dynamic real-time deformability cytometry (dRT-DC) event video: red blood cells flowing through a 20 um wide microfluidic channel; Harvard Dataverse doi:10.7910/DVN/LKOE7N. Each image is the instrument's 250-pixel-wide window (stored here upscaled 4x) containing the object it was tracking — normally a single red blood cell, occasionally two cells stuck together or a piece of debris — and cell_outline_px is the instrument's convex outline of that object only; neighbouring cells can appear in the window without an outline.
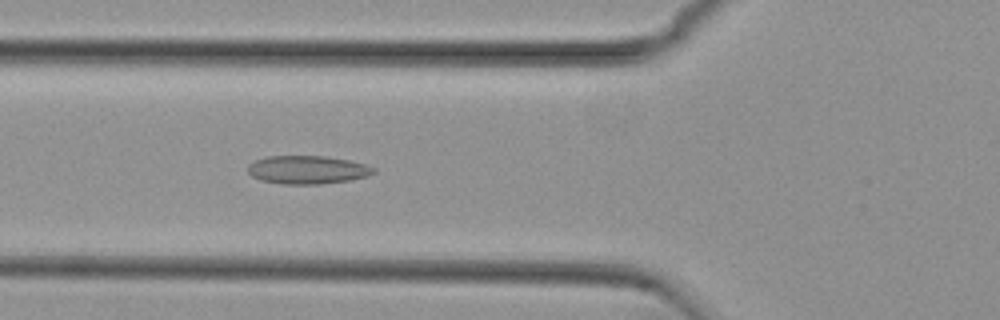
{"species": "common noctule bat (a hibernating species)", "species_latin": "Nyctalus noctula", "temperature_condition": "cold", "stored_images_in_passage": 54, "camera_frame_rate_fps": 3000, "um_per_image_px": 0.085, "animal": {"sex": "female", "body_mass_g": 29.2, "forearm_length_mm": 56.3}, "frame": {"image": 1, "passage_image": 20, "time_ms": 6.333, "image_size_px": [1000, 320], "cell_outline_px": [[376, 172], [368, 176], [348, 180], [320, 184], [284, 184], [260, 180], [252, 176], [248, 172], [248, 164], [264, 156], [324, 156], [348, 160], [364, 164], [376, 168]], "centroid_in_image_um": [26.12, 14.43], "position_along_channel_um": 99.7, "area_um2": 20.69}}
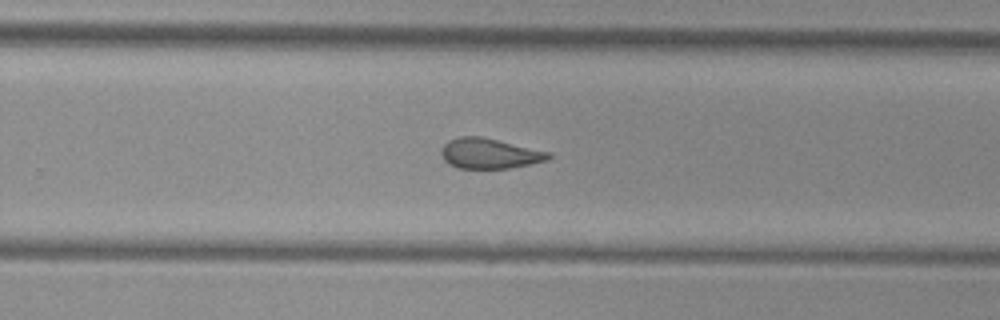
{"frame": {"image": 2, "passage_image": 35, "time_ms": 11.333, "image_size_px": [1000, 320], "cell_outline_px": [[552, 156], [548, 160], [508, 168], [456, 168], [448, 164], [444, 160], [440, 152], [444, 144], [448, 140], [460, 136], [480, 136], [552, 152]], "centroid_in_image_um": [41.6, 13.04], "position_along_channel_um": 288.2, "area_um2": 18.96}}
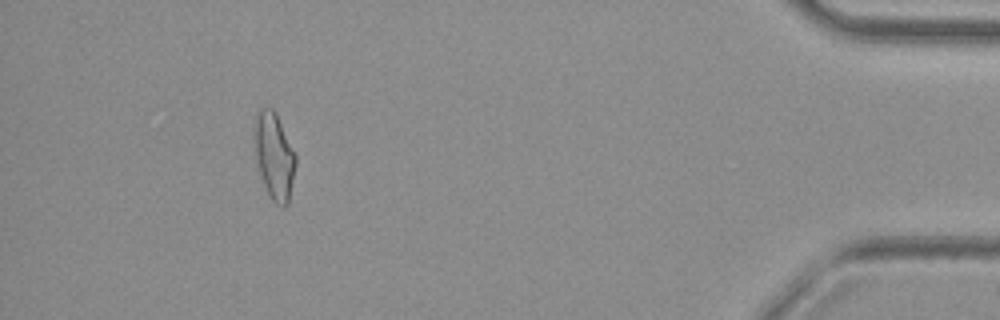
{"frame": {"image": 3, "passage_image": 50, "time_ms": 16.333, "image_size_px": [1000, 320], "cell_outline_px": [[296, 164], [288, 204], [284, 208], [276, 204], [272, 200], [264, 184], [256, 160], [256, 112], [260, 108], [272, 108], [276, 112], [296, 156]], "centroid_in_image_um": [23.34, 13.28], "position_along_channel_um": 411.9, "area_um2": 20.29}, "authors_computed_cell_mechanics": {"area_um2": 20.1722, "velocity_mm_per_s": 3.7665, "shape_relaxation_time_tau1_ms": null, "shape_relaxation_time_tau2_ms": 3.2454, "deformation_change_tau1": null, "deformation_change_tau2": 0.1114}}